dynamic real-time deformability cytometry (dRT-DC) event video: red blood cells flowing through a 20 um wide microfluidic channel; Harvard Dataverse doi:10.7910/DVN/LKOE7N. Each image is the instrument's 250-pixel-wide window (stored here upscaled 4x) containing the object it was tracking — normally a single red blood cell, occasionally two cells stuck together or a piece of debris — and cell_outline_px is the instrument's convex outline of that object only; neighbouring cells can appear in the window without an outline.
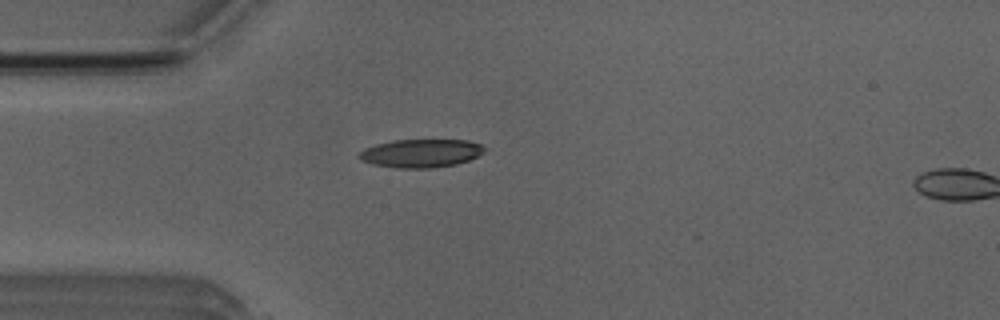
{"species": "Egyptian fruit bat (a non-hibernating species)", "species_latin": "Rousettus aegyptiacus", "temperature_condition": "room temperature", "stored_images_in_passage": 2, "camera_frame_rate_fps": 3000, "um_per_image_px": 0.085, "animal": {"sex": "male"}, "frame": {"image": 1, "passage_image": 1, "time_ms": 0.0, "image_size_px": [1000, 320], "cell_outline_px": [[488, 148], [476, 156], [468, 160], [456, 164], [432, 168], [396, 168], [372, 164], [360, 160], [356, 156], [364, 148], [376, 144], [392, 140], [468, 140], [480, 144]], "centroid_in_image_um": [35.74, 13.02], "position_along_channel_um": 49.3, "area_um2": 20.75}}